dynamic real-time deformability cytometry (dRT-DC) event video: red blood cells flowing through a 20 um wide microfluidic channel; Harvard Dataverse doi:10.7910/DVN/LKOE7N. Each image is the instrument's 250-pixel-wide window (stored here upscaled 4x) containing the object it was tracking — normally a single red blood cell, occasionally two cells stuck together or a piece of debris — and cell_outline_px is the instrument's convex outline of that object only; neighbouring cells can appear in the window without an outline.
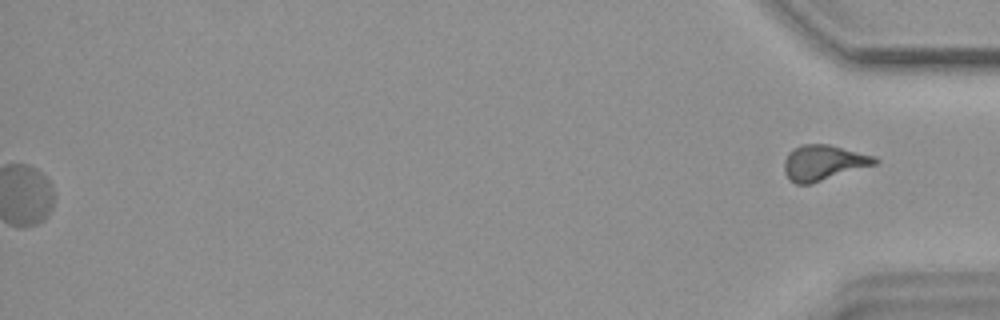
{"species": "common noctule bat (a hibernating species)", "species_latin": "Nyctalus noctula", "temperature_condition": "warm", "stored_images_in_passage": 55, "segment_of_instrument_passage": [2, 2], "camera_frame_rate_fps": 3000, "um_per_image_px": 0.085, "animal": {"sex": "female", "body_mass_g": 18.4}, "frame": {"image": 1, "passage_image": 55, "time_ms": 18.0, "image_size_px": [1000, 320], "cell_outline_px": [[880, 160], [876, 164], [812, 184], [796, 184], [788, 180], [784, 172], [784, 160], [788, 152], [792, 148], [800, 144], [828, 144], [876, 156]], "centroid_in_image_um": [69.97, 13.83], "position_along_channel_um": 365.2, "area_um2": 19.02}}